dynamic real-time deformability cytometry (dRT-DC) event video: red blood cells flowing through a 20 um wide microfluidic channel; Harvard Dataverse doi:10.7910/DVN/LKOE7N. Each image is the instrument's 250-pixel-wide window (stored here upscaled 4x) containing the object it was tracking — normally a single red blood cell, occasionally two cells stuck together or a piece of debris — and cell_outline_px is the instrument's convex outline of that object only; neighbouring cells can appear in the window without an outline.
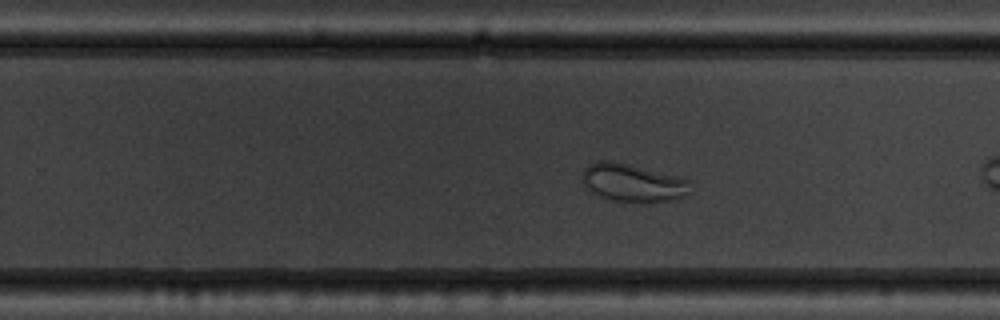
{"species": "common noctule bat (a hibernating species)", "species_latin": "Nyctalus noctula", "temperature_condition": "warm", "stored_images_in_passage": 37, "camera_frame_rate_fps": 3000, "um_per_image_px": 0.085, "animal": {"sex": "male", "body_mass_g": 19.5, "forearm_length_mm": 54.6}, "frame": {"image": 1, "passage_image": 16, "time_ms": 5.0, "image_size_px": [1000, 320], "cell_outline_px": [[688, 192], [684, 196], [668, 200], [648, 204], [640, 204], [612, 200], [596, 196], [584, 184], [584, 168], [588, 164], [600, 160], [612, 160], [688, 180]], "centroid_in_image_um": [53.72, 15.57], "position_along_channel_um": 276.1, "area_um2": 23.64}}
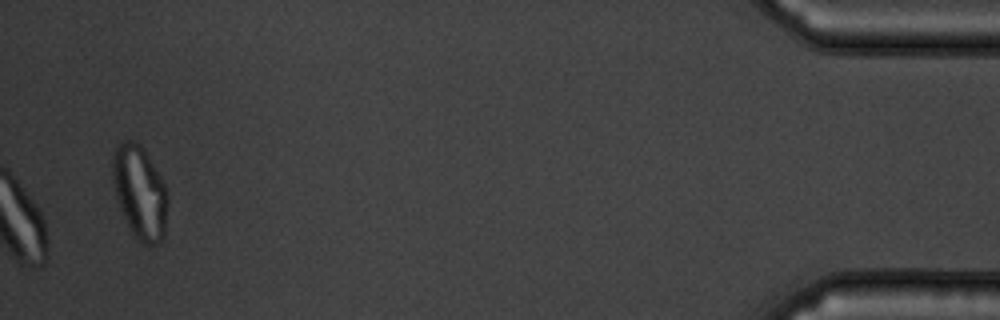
{"frame": {"image": 2, "passage_image": 37, "time_ms": 12.0, "image_size_px": [1000, 320], "cell_outline_px": [[168, 204], [164, 236], [156, 244], [140, 244], [132, 232], [120, 208], [116, 196], [112, 180], [112, 152], [116, 144], [120, 140], [136, 140], [140, 144], [160, 176], [168, 192]], "centroid_in_image_um": [11.87, 16.31], "position_along_channel_um": 423.3, "area_um2": 30.11}, "authors_computed_cell_mechanics": {"area_um2": 26.877, "velocity_mm_per_s": 3.6416, "shape_relaxation_time_tau1_ms": 3.5717, "shape_relaxation_time_tau2_ms": null, "deformation_change_tau1": 0.073, "deformation_change_tau2": null}}